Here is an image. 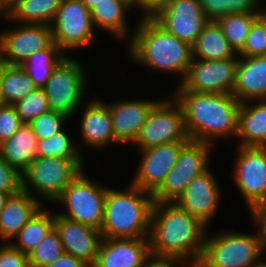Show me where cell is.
<instances>
[{
	"label": "cell",
	"instance_id": "6da1fadb",
	"mask_svg": "<svg viewBox=\"0 0 266 267\" xmlns=\"http://www.w3.org/2000/svg\"><path fill=\"white\" fill-rule=\"evenodd\" d=\"M207 227L174 202H154L149 230L150 253L180 257L195 267L205 243Z\"/></svg>",
	"mask_w": 266,
	"mask_h": 267
},
{
	"label": "cell",
	"instance_id": "7a4b0ae2",
	"mask_svg": "<svg viewBox=\"0 0 266 267\" xmlns=\"http://www.w3.org/2000/svg\"><path fill=\"white\" fill-rule=\"evenodd\" d=\"M175 92L190 140L211 144L215 139L237 136L241 103L232 94Z\"/></svg>",
	"mask_w": 266,
	"mask_h": 267
},
{
	"label": "cell",
	"instance_id": "3957f363",
	"mask_svg": "<svg viewBox=\"0 0 266 267\" xmlns=\"http://www.w3.org/2000/svg\"><path fill=\"white\" fill-rule=\"evenodd\" d=\"M129 42L133 61L151 70L181 76V83L193 60L192 45L168 33L153 18L139 19Z\"/></svg>",
	"mask_w": 266,
	"mask_h": 267
},
{
	"label": "cell",
	"instance_id": "277c9868",
	"mask_svg": "<svg viewBox=\"0 0 266 267\" xmlns=\"http://www.w3.org/2000/svg\"><path fill=\"white\" fill-rule=\"evenodd\" d=\"M126 191L108 188L105 196L103 238H148L154 199L131 183Z\"/></svg>",
	"mask_w": 266,
	"mask_h": 267
},
{
	"label": "cell",
	"instance_id": "5b68a950",
	"mask_svg": "<svg viewBox=\"0 0 266 267\" xmlns=\"http://www.w3.org/2000/svg\"><path fill=\"white\" fill-rule=\"evenodd\" d=\"M263 255L257 233L225 231L214 237L205 236L203 253L195 267H257Z\"/></svg>",
	"mask_w": 266,
	"mask_h": 267
},
{
	"label": "cell",
	"instance_id": "8992f818",
	"mask_svg": "<svg viewBox=\"0 0 266 267\" xmlns=\"http://www.w3.org/2000/svg\"><path fill=\"white\" fill-rule=\"evenodd\" d=\"M83 159L37 157L22 172V189L54 202L83 170ZM32 189V190H31Z\"/></svg>",
	"mask_w": 266,
	"mask_h": 267
},
{
	"label": "cell",
	"instance_id": "52a82bcc",
	"mask_svg": "<svg viewBox=\"0 0 266 267\" xmlns=\"http://www.w3.org/2000/svg\"><path fill=\"white\" fill-rule=\"evenodd\" d=\"M84 174L82 170L55 200L67 209V213L57 214L100 230L107 188L97 185Z\"/></svg>",
	"mask_w": 266,
	"mask_h": 267
},
{
	"label": "cell",
	"instance_id": "ba28073f",
	"mask_svg": "<svg viewBox=\"0 0 266 267\" xmlns=\"http://www.w3.org/2000/svg\"><path fill=\"white\" fill-rule=\"evenodd\" d=\"M71 58L66 54L43 87L50 110L68 118H72L82 103L87 84L82 64Z\"/></svg>",
	"mask_w": 266,
	"mask_h": 267
},
{
	"label": "cell",
	"instance_id": "9c48e42d",
	"mask_svg": "<svg viewBox=\"0 0 266 267\" xmlns=\"http://www.w3.org/2000/svg\"><path fill=\"white\" fill-rule=\"evenodd\" d=\"M174 100V101H173ZM181 104L174 97L153 106L134 141L139 150L170 142H188Z\"/></svg>",
	"mask_w": 266,
	"mask_h": 267
},
{
	"label": "cell",
	"instance_id": "30bf717a",
	"mask_svg": "<svg viewBox=\"0 0 266 267\" xmlns=\"http://www.w3.org/2000/svg\"><path fill=\"white\" fill-rule=\"evenodd\" d=\"M211 144L189 140L180 150L177 163L152 194L154 202H175L187 185L209 167Z\"/></svg>",
	"mask_w": 266,
	"mask_h": 267
},
{
	"label": "cell",
	"instance_id": "8fae6325",
	"mask_svg": "<svg viewBox=\"0 0 266 267\" xmlns=\"http://www.w3.org/2000/svg\"><path fill=\"white\" fill-rule=\"evenodd\" d=\"M50 28L53 42L63 52L95 41L90 9L81 0H62Z\"/></svg>",
	"mask_w": 266,
	"mask_h": 267
},
{
	"label": "cell",
	"instance_id": "7c38bea8",
	"mask_svg": "<svg viewBox=\"0 0 266 267\" xmlns=\"http://www.w3.org/2000/svg\"><path fill=\"white\" fill-rule=\"evenodd\" d=\"M238 59H194L176 91L232 94L236 82Z\"/></svg>",
	"mask_w": 266,
	"mask_h": 267
},
{
	"label": "cell",
	"instance_id": "4fadbf2b",
	"mask_svg": "<svg viewBox=\"0 0 266 267\" xmlns=\"http://www.w3.org/2000/svg\"><path fill=\"white\" fill-rule=\"evenodd\" d=\"M234 180L250 210L266 202V147L237 146Z\"/></svg>",
	"mask_w": 266,
	"mask_h": 267
},
{
	"label": "cell",
	"instance_id": "5bb4252c",
	"mask_svg": "<svg viewBox=\"0 0 266 267\" xmlns=\"http://www.w3.org/2000/svg\"><path fill=\"white\" fill-rule=\"evenodd\" d=\"M53 42L48 24H20L0 33V62L21 66L30 55Z\"/></svg>",
	"mask_w": 266,
	"mask_h": 267
},
{
	"label": "cell",
	"instance_id": "9a60e30c",
	"mask_svg": "<svg viewBox=\"0 0 266 267\" xmlns=\"http://www.w3.org/2000/svg\"><path fill=\"white\" fill-rule=\"evenodd\" d=\"M152 18L168 33L191 45L209 22L199 0H173Z\"/></svg>",
	"mask_w": 266,
	"mask_h": 267
},
{
	"label": "cell",
	"instance_id": "2e32d148",
	"mask_svg": "<svg viewBox=\"0 0 266 267\" xmlns=\"http://www.w3.org/2000/svg\"><path fill=\"white\" fill-rule=\"evenodd\" d=\"M186 143L170 142L139 150L142 160L131 184L153 194L177 163L179 152Z\"/></svg>",
	"mask_w": 266,
	"mask_h": 267
},
{
	"label": "cell",
	"instance_id": "e0dca14e",
	"mask_svg": "<svg viewBox=\"0 0 266 267\" xmlns=\"http://www.w3.org/2000/svg\"><path fill=\"white\" fill-rule=\"evenodd\" d=\"M210 168L196 176L174 202L208 228L219 207L221 188Z\"/></svg>",
	"mask_w": 266,
	"mask_h": 267
},
{
	"label": "cell",
	"instance_id": "ac0fdd59",
	"mask_svg": "<svg viewBox=\"0 0 266 267\" xmlns=\"http://www.w3.org/2000/svg\"><path fill=\"white\" fill-rule=\"evenodd\" d=\"M54 227L59 232L65 253L92 267L103 239L100 230L70 220L57 212L54 214Z\"/></svg>",
	"mask_w": 266,
	"mask_h": 267
},
{
	"label": "cell",
	"instance_id": "d6986e66",
	"mask_svg": "<svg viewBox=\"0 0 266 267\" xmlns=\"http://www.w3.org/2000/svg\"><path fill=\"white\" fill-rule=\"evenodd\" d=\"M150 254L148 238H103L92 267H144Z\"/></svg>",
	"mask_w": 266,
	"mask_h": 267
},
{
	"label": "cell",
	"instance_id": "ffe728a7",
	"mask_svg": "<svg viewBox=\"0 0 266 267\" xmlns=\"http://www.w3.org/2000/svg\"><path fill=\"white\" fill-rule=\"evenodd\" d=\"M159 100H125L108 104L114 139L120 144H133L149 112Z\"/></svg>",
	"mask_w": 266,
	"mask_h": 267
},
{
	"label": "cell",
	"instance_id": "44dd1931",
	"mask_svg": "<svg viewBox=\"0 0 266 267\" xmlns=\"http://www.w3.org/2000/svg\"><path fill=\"white\" fill-rule=\"evenodd\" d=\"M232 95L240 103L266 100V55L238 59Z\"/></svg>",
	"mask_w": 266,
	"mask_h": 267
},
{
	"label": "cell",
	"instance_id": "7402d4cb",
	"mask_svg": "<svg viewBox=\"0 0 266 267\" xmlns=\"http://www.w3.org/2000/svg\"><path fill=\"white\" fill-rule=\"evenodd\" d=\"M81 136L87 145L96 148H104L114 139L112 119L108 104L102 100L94 99L85 104L81 120Z\"/></svg>",
	"mask_w": 266,
	"mask_h": 267
},
{
	"label": "cell",
	"instance_id": "603a6c76",
	"mask_svg": "<svg viewBox=\"0 0 266 267\" xmlns=\"http://www.w3.org/2000/svg\"><path fill=\"white\" fill-rule=\"evenodd\" d=\"M42 201L23 190L11 195L0 211V238L14 239L19 230L42 208Z\"/></svg>",
	"mask_w": 266,
	"mask_h": 267
},
{
	"label": "cell",
	"instance_id": "cb8c5ba5",
	"mask_svg": "<svg viewBox=\"0 0 266 267\" xmlns=\"http://www.w3.org/2000/svg\"><path fill=\"white\" fill-rule=\"evenodd\" d=\"M241 103L238 113V146L266 147V100Z\"/></svg>",
	"mask_w": 266,
	"mask_h": 267
},
{
	"label": "cell",
	"instance_id": "d4e9b609",
	"mask_svg": "<svg viewBox=\"0 0 266 267\" xmlns=\"http://www.w3.org/2000/svg\"><path fill=\"white\" fill-rule=\"evenodd\" d=\"M37 137L24 123L9 139L0 143V157L21 173L37 158Z\"/></svg>",
	"mask_w": 266,
	"mask_h": 267
},
{
	"label": "cell",
	"instance_id": "484cf974",
	"mask_svg": "<svg viewBox=\"0 0 266 267\" xmlns=\"http://www.w3.org/2000/svg\"><path fill=\"white\" fill-rule=\"evenodd\" d=\"M133 0H102L91 9V19L95 28L111 32L114 36L124 38L127 29L126 13L133 8Z\"/></svg>",
	"mask_w": 266,
	"mask_h": 267
},
{
	"label": "cell",
	"instance_id": "4316f807",
	"mask_svg": "<svg viewBox=\"0 0 266 267\" xmlns=\"http://www.w3.org/2000/svg\"><path fill=\"white\" fill-rule=\"evenodd\" d=\"M193 58L201 60L238 59L217 21H209L192 45Z\"/></svg>",
	"mask_w": 266,
	"mask_h": 267
},
{
	"label": "cell",
	"instance_id": "83f0119b",
	"mask_svg": "<svg viewBox=\"0 0 266 267\" xmlns=\"http://www.w3.org/2000/svg\"><path fill=\"white\" fill-rule=\"evenodd\" d=\"M62 0H16L4 13L6 19L22 24H48L53 21Z\"/></svg>",
	"mask_w": 266,
	"mask_h": 267
},
{
	"label": "cell",
	"instance_id": "f1b7e54d",
	"mask_svg": "<svg viewBox=\"0 0 266 267\" xmlns=\"http://www.w3.org/2000/svg\"><path fill=\"white\" fill-rule=\"evenodd\" d=\"M65 56L64 52L52 42L47 48L30 55L21 67L30 76L37 88H43L56 65Z\"/></svg>",
	"mask_w": 266,
	"mask_h": 267
},
{
	"label": "cell",
	"instance_id": "f546056e",
	"mask_svg": "<svg viewBox=\"0 0 266 267\" xmlns=\"http://www.w3.org/2000/svg\"><path fill=\"white\" fill-rule=\"evenodd\" d=\"M54 227V214L41 208L10 242L15 248L28 255Z\"/></svg>",
	"mask_w": 266,
	"mask_h": 267
},
{
	"label": "cell",
	"instance_id": "4dcf8cb0",
	"mask_svg": "<svg viewBox=\"0 0 266 267\" xmlns=\"http://www.w3.org/2000/svg\"><path fill=\"white\" fill-rule=\"evenodd\" d=\"M0 83L6 104H14L37 88L21 66L2 62H0Z\"/></svg>",
	"mask_w": 266,
	"mask_h": 267
},
{
	"label": "cell",
	"instance_id": "1f68e13d",
	"mask_svg": "<svg viewBox=\"0 0 266 267\" xmlns=\"http://www.w3.org/2000/svg\"><path fill=\"white\" fill-rule=\"evenodd\" d=\"M262 13H230L217 20L230 47L238 54L245 45L253 21Z\"/></svg>",
	"mask_w": 266,
	"mask_h": 267
},
{
	"label": "cell",
	"instance_id": "d6a6232c",
	"mask_svg": "<svg viewBox=\"0 0 266 267\" xmlns=\"http://www.w3.org/2000/svg\"><path fill=\"white\" fill-rule=\"evenodd\" d=\"M65 130L52 137L37 141V157L83 159L80 150Z\"/></svg>",
	"mask_w": 266,
	"mask_h": 267
},
{
	"label": "cell",
	"instance_id": "836d02e7",
	"mask_svg": "<svg viewBox=\"0 0 266 267\" xmlns=\"http://www.w3.org/2000/svg\"><path fill=\"white\" fill-rule=\"evenodd\" d=\"M202 12L209 21H217L219 18L230 13L257 12L265 13L261 8L258 10L260 0H199ZM258 6V7H257Z\"/></svg>",
	"mask_w": 266,
	"mask_h": 267
},
{
	"label": "cell",
	"instance_id": "e575fe53",
	"mask_svg": "<svg viewBox=\"0 0 266 267\" xmlns=\"http://www.w3.org/2000/svg\"><path fill=\"white\" fill-rule=\"evenodd\" d=\"M65 253L59 232L53 227L28 254L30 267H45Z\"/></svg>",
	"mask_w": 266,
	"mask_h": 267
},
{
	"label": "cell",
	"instance_id": "d590c367",
	"mask_svg": "<svg viewBox=\"0 0 266 267\" xmlns=\"http://www.w3.org/2000/svg\"><path fill=\"white\" fill-rule=\"evenodd\" d=\"M12 105L24 123H30L42 113L50 111L49 103L43 88H36Z\"/></svg>",
	"mask_w": 266,
	"mask_h": 267
},
{
	"label": "cell",
	"instance_id": "8d00e7d4",
	"mask_svg": "<svg viewBox=\"0 0 266 267\" xmlns=\"http://www.w3.org/2000/svg\"><path fill=\"white\" fill-rule=\"evenodd\" d=\"M237 55L240 57L266 55V12L253 21L244 48Z\"/></svg>",
	"mask_w": 266,
	"mask_h": 267
},
{
	"label": "cell",
	"instance_id": "74e56055",
	"mask_svg": "<svg viewBox=\"0 0 266 267\" xmlns=\"http://www.w3.org/2000/svg\"><path fill=\"white\" fill-rule=\"evenodd\" d=\"M69 119L61 113L50 110L34 118L29 124L37 140H45L52 137L56 132L63 130V123Z\"/></svg>",
	"mask_w": 266,
	"mask_h": 267
},
{
	"label": "cell",
	"instance_id": "f35d334b",
	"mask_svg": "<svg viewBox=\"0 0 266 267\" xmlns=\"http://www.w3.org/2000/svg\"><path fill=\"white\" fill-rule=\"evenodd\" d=\"M22 190V173L0 157V191L15 195Z\"/></svg>",
	"mask_w": 266,
	"mask_h": 267
},
{
	"label": "cell",
	"instance_id": "ab89813d",
	"mask_svg": "<svg viewBox=\"0 0 266 267\" xmlns=\"http://www.w3.org/2000/svg\"><path fill=\"white\" fill-rule=\"evenodd\" d=\"M23 124L12 104L0 107V143L9 139Z\"/></svg>",
	"mask_w": 266,
	"mask_h": 267
},
{
	"label": "cell",
	"instance_id": "60d3db41",
	"mask_svg": "<svg viewBox=\"0 0 266 267\" xmlns=\"http://www.w3.org/2000/svg\"><path fill=\"white\" fill-rule=\"evenodd\" d=\"M0 267H30L28 255L5 242L0 245Z\"/></svg>",
	"mask_w": 266,
	"mask_h": 267
},
{
	"label": "cell",
	"instance_id": "b9f144b4",
	"mask_svg": "<svg viewBox=\"0 0 266 267\" xmlns=\"http://www.w3.org/2000/svg\"><path fill=\"white\" fill-rule=\"evenodd\" d=\"M252 219L258 224V237L261 240L263 250L266 249V202L253 206L250 210Z\"/></svg>",
	"mask_w": 266,
	"mask_h": 267
},
{
	"label": "cell",
	"instance_id": "7bdbcfd3",
	"mask_svg": "<svg viewBox=\"0 0 266 267\" xmlns=\"http://www.w3.org/2000/svg\"><path fill=\"white\" fill-rule=\"evenodd\" d=\"M186 262L187 260L180 257L150 254L144 267H177L180 265L182 267L186 265Z\"/></svg>",
	"mask_w": 266,
	"mask_h": 267
},
{
	"label": "cell",
	"instance_id": "ee69618b",
	"mask_svg": "<svg viewBox=\"0 0 266 267\" xmlns=\"http://www.w3.org/2000/svg\"><path fill=\"white\" fill-rule=\"evenodd\" d=\"M172 1L173 0H134V8L140 7V9L143 10L144 15L140 18H152Z\"/></svg>",
	"mask_w": 266,
	"mask_h": 267
},
{
	"label": "cell",
	"instance_id": "f6af8a7d",
	"mask_svg": "<svg viewBox=\"0 0 266 267\" xmlns=\"http://www.w3.org/2000/svg\"><path fill=\"white\" fill-rule=\"evenodd\" d=\"M45 267H90V266L87 265L82 260L70 254L64 253L55 261H53L52 263L48 264Z\"/></svg>",
	"mask_w": 266,
	"mask_h": 267
},
{
	"label": "cell",
	"instance_id": "bcb514c9",
	"mask_svg": "<svg viewBox=\"0 0 266 267\" xmlns=\"http://www.w3.org/2000/svg\"><path fill=\"white\" fill-rule=\"evenodd\" d=\"M15 1L16 0H0V14H4Z\"/></svg>",
	"mask_w": 266,
	"mask_h": 267
},
{
	"label": "cell",
	"instance_id": "7dc6e473",
	"mask_svg": "<svg viewBox=\"0 0 266 267\" xmlns=\"http://www.w3.org/2000/svg\"><path fill=\"white\" fill-rule=\"evenodd\" d=\"M10 196L11 194L0 191V211L4 208Z\"/></svg>",
	"mask_w": 266,
	"mask_h": 267
},
{
	"label": "cell",
	"instance_id": "c3c4849f",
	"mask_svg": "<svg viewBox=\"0 0 266 267\" xmlns=\"http://www.w3.org/2000/svg\"><path fill=\"white\" fill-rule=\"evenodd\" d=\"M89 9H91L96 3L102 0H81Z\"/></svg>",
	"mask_w": 266,
	"mask_h": 267
},
{
	"label": "cell",
	"instance_id": "681fc988",
	"mask_svg": "<svg viewBox=\"0 0 266 267\" xmlns=\"http://www.w3.org/2000/svg\"><path fill=\"white\" fill-rule=\"evenodd\" d=\"M6 105V102L3 98V95H2V90H1V83H0V107Z\"/></svg>",
	"mask_w": 266,
	"mask_h": 267
},
{
	"label": "cell",
	"instance_id": "f907efd6",
	"mask_svg": "<svg viewBox=\"0 0 266 267\" xmlns=\"http://www.w3.org/2000/svg\"><path fill=\"white\" fill-rule=\"evenodd\" d=\"M257 267H266V261L262 260V262Z\"/></svg>",
	"mask_w": 266,
	"mask_h": 267
}]
</instances>
